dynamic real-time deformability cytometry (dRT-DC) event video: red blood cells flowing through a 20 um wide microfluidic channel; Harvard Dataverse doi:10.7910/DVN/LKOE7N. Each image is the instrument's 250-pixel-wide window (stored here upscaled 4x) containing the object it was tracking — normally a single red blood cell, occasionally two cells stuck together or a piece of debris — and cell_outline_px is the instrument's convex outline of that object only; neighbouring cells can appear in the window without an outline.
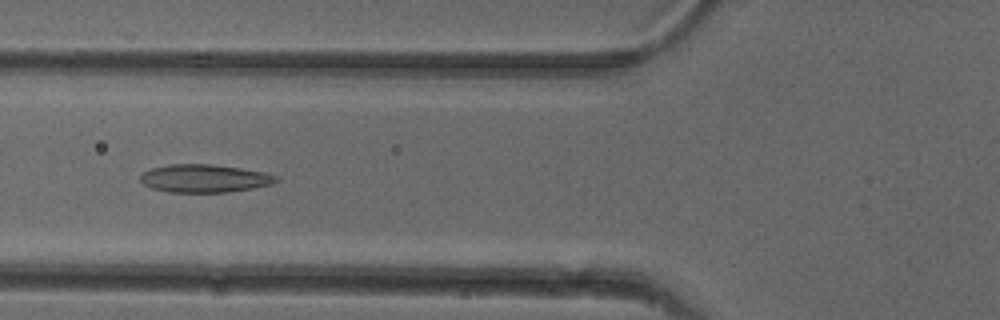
{"species": "common noctule bat (a hibernating species)", "species_latin": "Nyctalus noctula", "temperature_condition": "cold", "stored_images_in_passage": 38, "camera_frame_rate_fps": 3000, "um_per_image_px": 0.085, "animal": {"sex": "female"}, "frame": {"image": 1, "passage_image": 6, "time_ms": 1.667, "image_size_px": [1000, 320], "cell_outline_px": [[280, 180], [272, 184], [252, 188], [228, 192], [168, 192], [152, 188], [144, 184], [140, 180], [140, 176], [144, 172], [152, 168], [168, 164], [212, 164], [240, 168], [264, 172], [280, 176]], "centroid_in_image_um": [17.41, 15.16], "position_along_channel_um": 108.4, "area_um2": 22.2}}
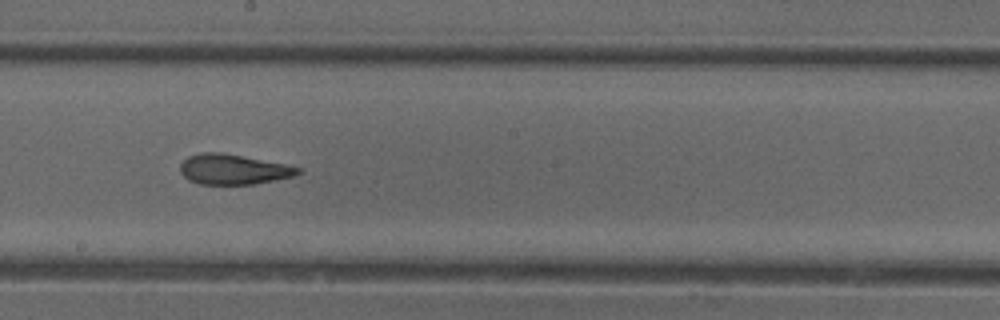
{"frame": {"image": 2, "passage_image": 15, "time_ms": 4.667, "image_size_px": [1000, 320], "cell_outline_px": [[300, 172], [292, 176], [252, 184], [200, 184], [188, 180], [180, 172], [180, 164], [188, 156], [200, 152], [220, 152], [284, 164], [300, 168]], "centroid_in_image_um": [19.75, 14.39], "position_along_channel_um": 228.5, "area_um2": 20.35}}
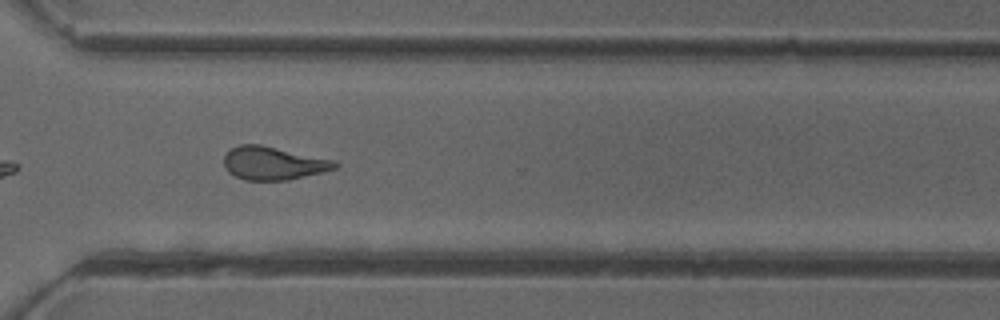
{"frame": {"image": 3, "passage_image": 24, "time_ms": 7.667, "image_size_px": [1000, 320], "cell_outline_px": [[340, 164], [336, 168], [324, 172], [288, 180], [244, 180], [228, 172], [224, 168], [224, 156], [232, 148], [240, 144], [260, 144], [336, 160]], "centroid_in_image_um": [23.26, 13.87], "position_along_channel_um": 347.3, "area_um2": 21.62}, "authors_computed_cell_mechanics": {"area_um2": 21.3571, "velocity_mm_per_s": 3.9819, "shape_relaxation_time_tau1_ms": 6.4795, "shape_relaxation_time_tau2_ms": 2.242, "deformation_change_tau1": 0.167, "deformation_change_tau2": 0.1005}}